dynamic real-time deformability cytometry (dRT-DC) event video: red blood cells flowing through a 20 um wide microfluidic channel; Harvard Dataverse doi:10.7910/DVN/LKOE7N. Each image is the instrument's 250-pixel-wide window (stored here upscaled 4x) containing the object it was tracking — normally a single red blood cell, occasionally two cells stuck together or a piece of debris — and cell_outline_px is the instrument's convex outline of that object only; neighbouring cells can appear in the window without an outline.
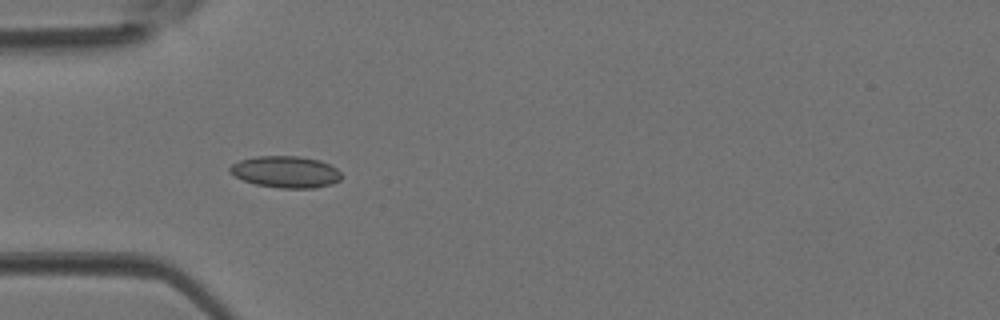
{"species": "Egyptian fruit bat (a non-hibernating species)", "species_latin": "Rousettus aegyptiacus", "temperature_condition": "room temperature", "stored_images_in_passage": 4, "camera_frame_rate_fps": 3000, "um_per_image_px": 0.085, "animal": {"sex": "female"}, "frame": {"image": 1, "passage_image": 4, "time_ms": 1.0, "image_size_px": [1000, 320], "cell_outline_px": [[340, 180], [332, 184], [316, 188], [280, 188], [256, 184], [244, 180], [228, 172], [228, 168], [232, 164], [240, 160], [256, 156], [300, 156], [320, 160], [336, 168], [340, 172]], "centroid_in_image_um": [24.28, 14.61], "position_along_channel_um": 60.7, "area_um2": 20.58}}